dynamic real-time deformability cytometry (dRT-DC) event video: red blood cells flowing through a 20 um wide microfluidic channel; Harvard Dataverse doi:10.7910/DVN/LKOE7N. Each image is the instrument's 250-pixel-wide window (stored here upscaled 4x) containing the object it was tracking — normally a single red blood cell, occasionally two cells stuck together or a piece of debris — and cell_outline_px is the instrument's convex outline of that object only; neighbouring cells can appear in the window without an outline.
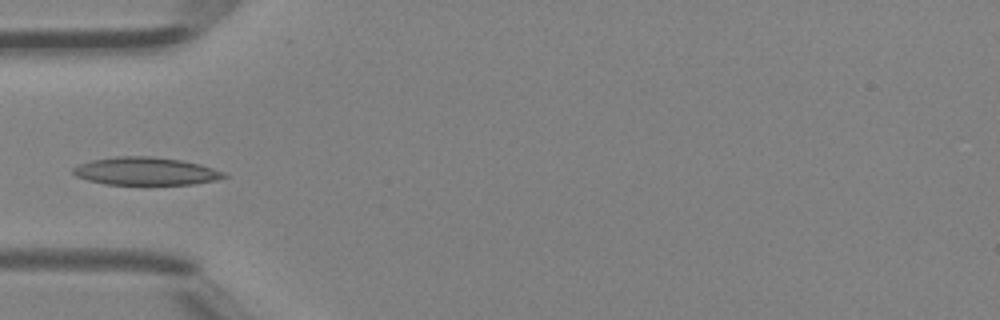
{"species": "Egyptian fruit bat (a non-hibernating species)", "species_latin": "Rousettus aegyptiacus", "temperature_condition": "room temperature", "stored_images_in_passage": 5, "camera_frame_rate_fps": 3000, "um_per_image_px": 0.085, "animal": {"sex": "female"}, "frame": {"image": 1, "passage_image": 4, "time_ms": 1.0, "image_size_px": [1000, 320], "cell_outline_px": [[228, 176], [216, 180], [192, 184], [104, 184], [88, 180], [76, 176], [72, 172], [72, 168], [80, 164], [92, 160], [116, 156], [152, 156], [180, 160], [200, 164], [224, 172]], "centroid_in_image_um": [12.37, 14.55], "position_along_channel_um": 72.6, "area_um2": 24.33}}
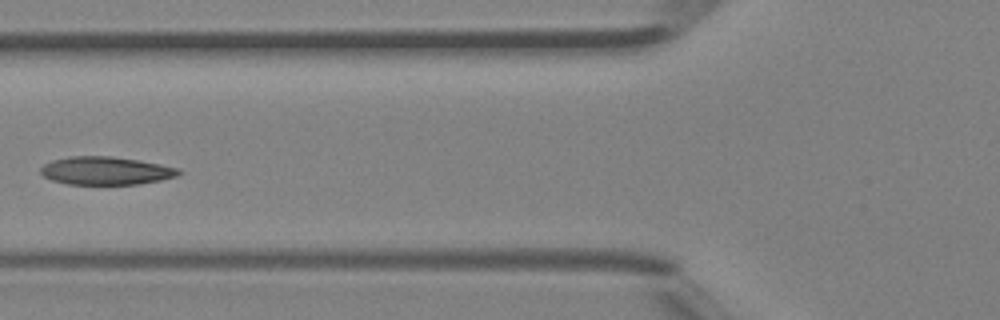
{"frame": {"image": 2, "passage_image": 5, "time_ms": 1.333, "image_size_px": [1000, 320], "cell_outline_px": [[184, 172], [176, 176], [160, 180], [140, 184], [68, 184], [52, 180], [44, 176], [40, 172], [40, 168], [44, 164], [52, 160], [68, 156], [112, 156], [140, 160], [180, 168]], "centroid_in_image_um": [9.02, 14.5], "position_along_channel_um": 116.8, "area_um2": 22.72}}